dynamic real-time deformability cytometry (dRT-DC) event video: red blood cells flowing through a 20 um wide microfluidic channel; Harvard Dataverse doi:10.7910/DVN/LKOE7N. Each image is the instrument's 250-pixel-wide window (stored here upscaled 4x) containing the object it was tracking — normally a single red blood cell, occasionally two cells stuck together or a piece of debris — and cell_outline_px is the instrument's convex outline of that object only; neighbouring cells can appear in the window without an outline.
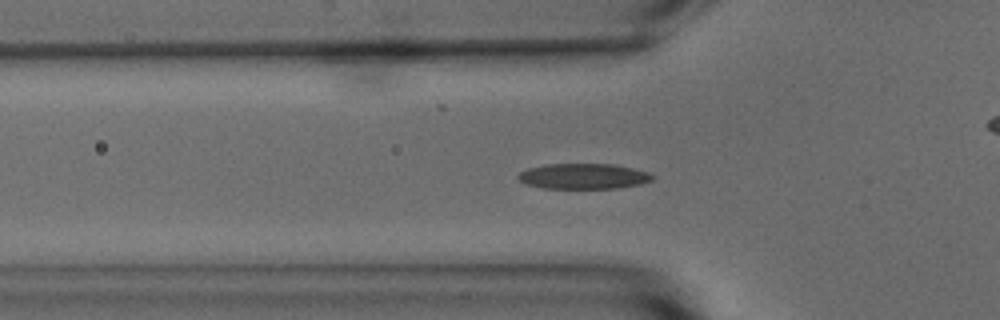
{"species": "common noctule bat (a hibernating species)", "species_latin": "Nyctalus noctula", "temperature_condition": "warm", "stored_images_in_passage": 54, "camera_frame_rate_fps": 3000, "um_per_image_px": 0.085, "animal": {"sex": "male", "body_mass_g": 15.6}, "frame": {"image": 1, "passage_image": 18, "time_ms": 5.667, "image_size_px": [1000, 320], "cell_outline_px": [[656, 176], [652, 180], [640, 184], [620, 188], [544, 188], [524, 184], [516, 176], [520, 172], [528, 168], [544, 164], [612, 164], [632, 168], [648, 172]], "centroid_in_image_um": [49.59, 14.98], "position_along_channel_um": 76.2, "area_um2": 20.0}}
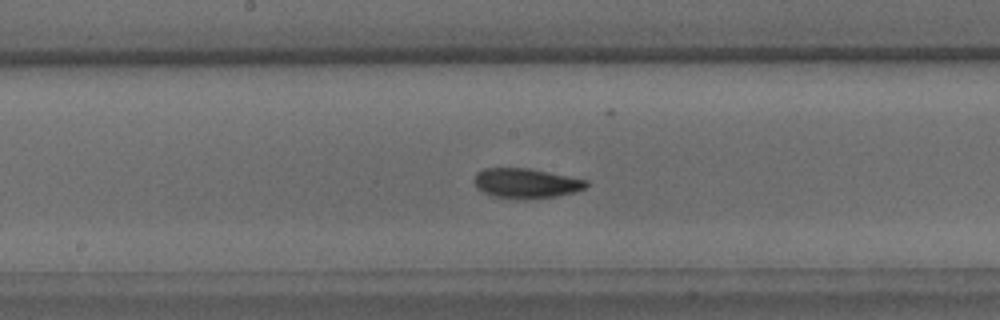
{"frame": {"image": 2, "passage_image": 28, "time_ms": 9.0, "image_size_px": [1000, 320], "cell_outline_px": [[588, 184], [584, 188], [576, 192], [556, 196], [524, 200], [492, 196], [476, 188], [476, 172], [484, 168], [528, 168], [588, 180]], "centroid_in_image_um": [44.72, 15.59], "position_along_channel_um": 203.5, "area_um2": 19.48}}
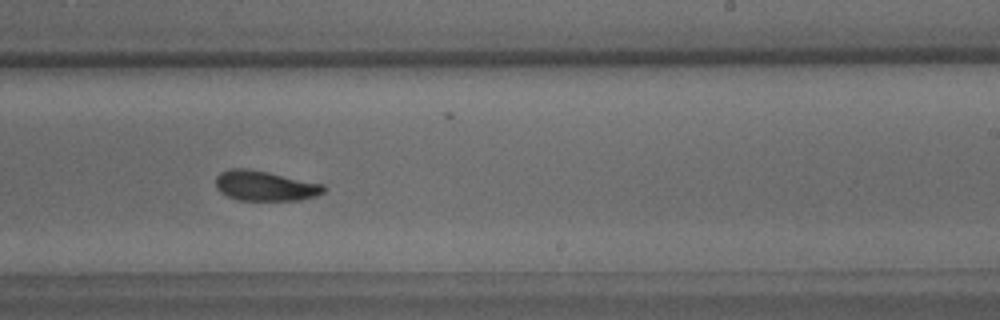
{"frame": {"image": 3, "passage_image": 33, "time_ms": 10.667, "image_size_px": [1000, 320], "cell_outline_px": [[324, 192], [316, 196], [300, 200], [236, 200], [220, 192], [216, 188], [216, 176], [220, 172], [228, 168], [248, 168], [268, 172], [324, 184]], "centroid_in_image_um": [22.49, 15.79], "position_along_channel_um": 266.5, "area_um2": 19.02}, "authors_computed_cell_mechanics": {"area_um2": 19.074, "velocity_mm_per_s": 3.7887, "shape_relaxation_time_tau1_ms": 3.6506, "shape_relaxation_time_tau2_ms": 3.4966, "deformation_change_tau1": 0.1381, "deformation_change_tau2": 0.092}}